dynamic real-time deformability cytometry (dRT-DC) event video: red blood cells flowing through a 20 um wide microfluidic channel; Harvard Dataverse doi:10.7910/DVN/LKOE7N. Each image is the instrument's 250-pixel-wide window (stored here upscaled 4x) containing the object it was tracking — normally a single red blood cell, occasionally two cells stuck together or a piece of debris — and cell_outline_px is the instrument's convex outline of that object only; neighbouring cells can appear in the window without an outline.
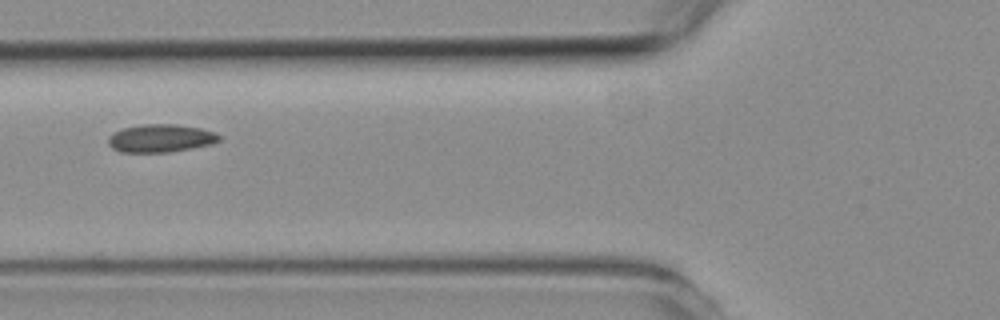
{"species": "common noctule bat (a hibernating species)", "species_latin": "Nyctalus noctula", "temperature_condition": "room temperature", "stored_images_in_passage": 7, "camera_frame_rate_fps": 3000, "um_per_image_px": 0.085, "animal": {"sex": "female", "body_mass_g": 19.3, "forearm_length_mm": 54.1}, "frame": {"image": 1, "passage_image": 5, "time_ms": 5.667, "image_size_px": [1000, 320], "cell_outline_px": [[220, 140], [212, 144], [192, 148], [168, 152], [120, 152], [112, 148], [108, 144], [108, 136], [112, 132], [124, 128], [140, 124], [176, 124], [200, 128], [216, 132], [220, 136]], "centroid_in_image_um": [13.64, 11.75], "position_along_channel_um": 112.2, "area_um2": 18.21}}
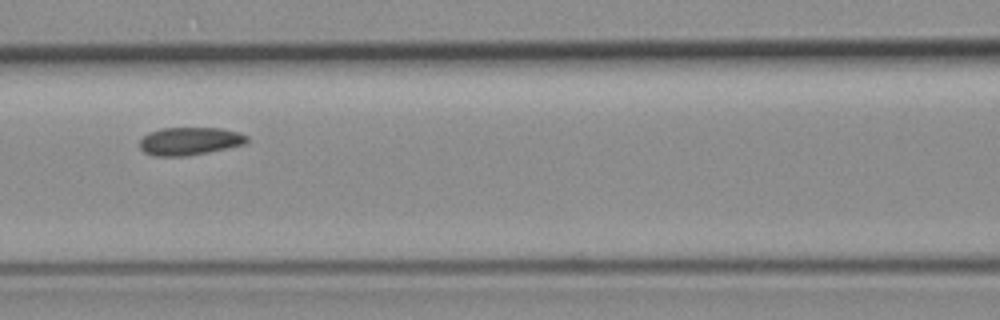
{"frame": {"image": 2, "passage_image": 6, "time_ms": 6.667, "image_size_px": [1000, 320], "cell_outline_px": [[248, 144], [188, 156], [156, 156], [144, 152], [140, 148], [140, 140], [148, 132], [160, 128], [220, 128], [240, 132], [248, 136]], "centroid_in_image_um": [16.15, 11.99], "position_along_channel_um": 150.4, "area_um2": 17.63}}
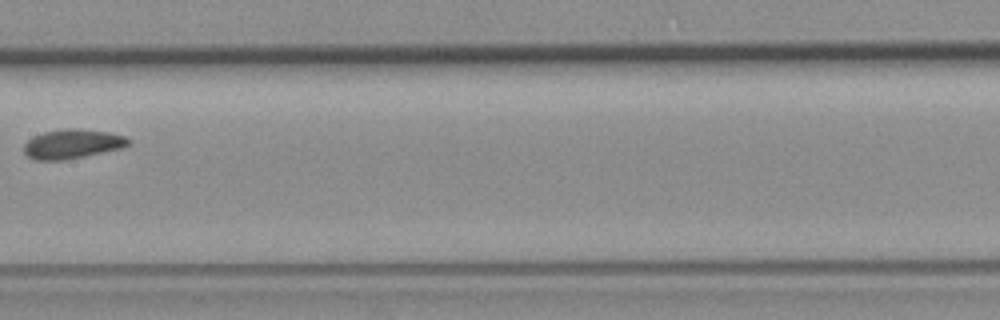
{"frame": {"image": 3, "passage_image": 7, "time_ms": 8.0, "image_size_px": [1000, 320], "cell_outline_px": [[132, 140], [128, 144], [120, 148], [84, 156], [64, 160], [36, 160], [28, 156], [24, 152], [24, 144], [32, 136], [44, 132], [64, 128], [76, 128], [108, 132], [124, 136]], "centroid_in_image_um": [6.12, 12.22], "position_along_channel_um": 201.3, "area_um2": 17.74}}